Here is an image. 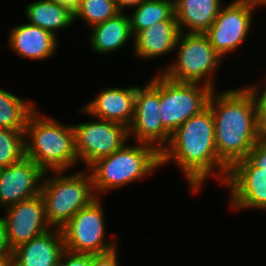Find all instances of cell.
<instances>
[{
  "mask_svg": "<svg viewBox=\"0 0 266 266\" xmlns=\"http://www.w3.org/2000/svg\"><path fill=\"white\" fill-rule=\"evenodd\" d=\"M247 158L266 173V137H262L254 145Z\"/></svg>",
  "mask_w": 266,
  "mask_h": 266,
  "instance_id": "83f0119b",
  "label": "cell"
},
{
  "mask_svg": "<svg viewBox=\"0 0 266 266\" xmlns=\"http://www.w3.org/2000/svg\"><path fill=\"white\" fill-rule=\"evenodd\" d=\"M120 12L115 0H80L73 10L74 21L81 18L90 28L115 17Z\"/></svg>",
  "mask_w": 266,
  "mask_h": 266,
  "instance_id": "cb8c5ba5",
  "label": "cell"
},
{
  "mask_svg": "<svg viewBox=\"0 0 266 266\" xmlns=\"http://www.w3.org/2000/svg\"><path fill=\"white\" fill-rule=\"evenodd\" d=\"M57 266H91V254L64 250Z\"/></svg>",
  "mask_w": 266,
  "mask_h": 266,
  "instance_id": "4316f807",
  "label": "cell"
},
{
  "mask_svg": "<svg viewBox=\"0 0 266 266\" xmlns=\"http://www.w3.org/2000/svg\"><path fill=\"white\" fill-rule=\"evenodd\" d=\"M89 43L95 53L109 54L133 40L130 20L127 14L120 12L115 17L91 27ZM132 38V39H131Z\"/></svg>",
  "mask_w": 266,
  "mask_h": 266,
  "instance_id": "ffe728a7",
  "label": "cell"
},
{
  "mask_svg": "<svg viewBox=\"0 0 266 266\" xmlns=\"http://www.w3.org/2000/svg\"><path fill=\"white\" fill-rule=\"evenodd\" d=\"M257 7L251 0H234L221 7L205 34L222 58L245 42L253 22L252 11Z\"/></svg>",
  "mask_w": 266,
  "mask_h": 266,
  "instance_id": "8fae6325",
  "label": "cell"
},
{
  "mask_svg": "<svg viewBox=\"0 0 266 266\" xmlns=\"http://www.w3.org/2000/svg\"><path fill=\"white\" fill-rule=\"evenodd\" d=\"M13 250L9 245L6 226L0 216V257H12Z\"/></svg>",
  "mask_w": 266,
  "mask_h": 266,
  "instance_id": "f546056e",
  "label": "cell"
},
{
  "mask_svg": "<svg viewBox=\"0 0 266 266\" xmlns=\"http://www.w3.org/2000/svg\"><path fill=\"white\" fill-rule=\"evenodd\" d=\"M255 5H257L258 7L259 6H262L266 0H251Z\"/></svg>",
  "mask_w": 266,
  "mask_h": 266,
  "instance_id": "836d02e7",
  "label": "cell"
},
{
  "mask_svg": "<svg viewBox=\"0 0 266 266\" xmlns=\"http://www.w3.org/2000/svg\"><path fill=\"white\" fill-rule=\"evenodd\" d=\"M101 198L80 209L62 228L65 250L82 254H101L116 248L119 238L106 240Z\"/></svg>",
  "mask_w": 266,
  "mask_h": 266,
  "instance_id": "ba28073f",
  "label": "cell"
},
{
  "mask_svg": "<svg viewBox=\"0 0 266 266\" xmlns=\"http://www.w3.org/2000/svg\"><path fill=\"white\" fill-rule=\"evenodd\" d=\"M181 34L177 20H164L140 31L132 44L134 55L141 59H152L175 51Z\"/></svg>",
  "mask_w": 266,
  "mask_h": 266,
  "instance_id": "ac0fdd59",
  "label": "cell"
},
{
  "mask_svg": "<svg viewBox=\"0 0 266 266\" xmlns=\"http://www.w3.org/2000/svg\"><path fill=\"white\" fill-rule=\"evenodd\" d=\"M222 0H174L175 17L183 33H205L216 19Z\"/></svg>",
  "mask_w": 266,
  "mask_h": 266,
  "instance_id": "d6986e66",
  "label": "cell"
},
{
  "mask_svg": "<svg viewBox=\"0 0 266 266\" xmlns=\"http://www.w3.org/2000/svg\"><path fill=\"white\" fill-rule=\"evenodd\" d=\"M64 250L61 229L51 228L14 248L12 266H57Z\"/></svg>",
  "mask_w": 266,
  "mask_h": 266,
  "instance_id": "2e32d148",
  "label": "cell"
},
{
  "mask_svg": "<svg viewBox=\"0 0 266 266\" xmlns=\"http://www.w3.org/2000/svg\"><path fill=\"white\" fill-rule=\"evenodd\" d=\"M127 143L111 155L97 159L87 169L98 198L103 192L123 188L154 173L161 167L160 153L151 145Z\"/></svg>",
  "mask_w": 266,
  "mask_h": 266,
  "instance_id": "277c9868",
  "label": "cell"
},
{
  "mask_svg": "<svg viewBox=\"0 0 266 266\" xmlns=\"http://www.w3.org/2000/svg\"><path fill=\"white\" fill-rule=\"evenodd\" d=\"M144 0H115L117 8L121 11L124 12L125 8H133L138 6L141 2Z\"/></svg>",
  "mask_w": 266,
  "mask_h": 266,
  "instance_id": "4dcf8cb0",
  "label": "cell"
},
{
  "mask_svg": "<svg viewBox=\"0 0 266 266\" xmlns=\"http://www.w3.org/2000/svg\"><path fill=\"white\" fill-rule=\"evenodd\" d=\"M35 109L34 103L0 88V128L25 132L28 117Z\"/></svg>",
  "mask_w": 266,
  "mask_h": 266,
  "instance_id": "603a6c76",
  "label": "cell"
},
{
  "mask_svg": "<svg viewBox=\"0 0 266 266\" xmlns=\"http://www.w3.org/2000/svg\"><path fill=\"white\" fill-rule=\"evenodd\" d=\"M6 216L1 218L12 250L51 229L45 216L42 196L36 195L6 207Z\"/></svg>",
  "mask_w": 266,
  "mask_h": 266,
  "instance_id": "4fadbf2b",
  "label": "cell"
},
{
  "mask_svg": "<svg viewBox=\"0 0 266 266\" xmlns=\"http://www.w3.org/2000/svg\"><path fill=\"white\" fill-rule=\"evenodd\" d=\"M78 163L88 168L97 159L111 155L129 141L126 126L96 118L95 121L73 124ZM80 160V161H79Z\"/></svg>",
  "mask_w": 266,
  "mask_h": 266,
  "instance_id": "30bf717a",
  "label": "cell"
},
{
  "mask_svg": "<svg viewBox=\"0 0 266 266\" xmlns=\"http://www.w3.org/2000/svg\"><path fill=\"white\" fill-rule=\"evenodd\" d=\"M213 89L201 83L175 82L160 73L159 113L163 128L171 135L208 105Z\"/></svg>",
  "mask_w": 266,
  "mask_h": 266,
  "instance_id": "52a82bcc",
  "label": "cell"
},
{
  "mask_svg": "<svg viewBox=\"0 0 266 266\" xmlns=\"http://www.w3.org/2000/svg\"><path fill=\"white\" fill-rule=\"evenodd\" d=\"M214 136L213 114L207 106L171 134L169 144L160 153L161 167L175 161L196 194L209 175L224 184L229 167L217 155Z\"/></svg>",
  "mask_w": 266,
  "mask_h": 266,
  "instance_id": "6da1fadb",
  "label": "cell"
},
{
  "mask_svg": "<svg viewBox=\"0 0 266 266\" xmlns=\"http://www.w3.org/2000/svg\"><path fill=\"white\" fill-rule=\"evenodd\" d=\"M36 108L25 128V157L33 160L44 172L67 171L77 165L73 125L41 116ZM70 168V169H69Z\"/></svg>",
  "mask_w": 266,
  "mask_h": 266,
  "instance_id": "3957f363",
  "label": "cell"
},
{
  "mask_svg": "<svg viewBox=\"0 0 266 266\" xmlns=\"http://www.w3.org/2000/svg\"><path fill=\"white\" fill-rule=\"evenodd\" d=\"M0 266H12V257H0Z\"/></svg>",
  "mask_w": 266,
  "mask_h": 266,
  "instance_id": "d6a6232c",
  "label": "cell"
},
{
  "mask_svg": "<svg viewBox=\"0 0 266 266\" xmlns=\"http://www.w3.org/2000/svg\"><path fill=\"white\" fill-rule=\"evenodd\" d=\"M136 96V86L127 88L108 87L100 91L93 99L79 110L84 114L123 124L129 128L133 116Z\"/></svg>",
  "mask_w": 266,
  "mask_h": 266,
  "instance_id": "9a60e30c",
  "label": "cell"
},
{
  "mask_svg": "<svg viewBox=\"0 0 266 266\" xmlns=\"http://www.w3.org/2000/svg\"><path fill=\"white\" fill-rule=\"evenodd\" d=\"M28 24L40 27L58 38L57 31L74 23L73 10L61 3L35 0L25 7Z\"/></svg>",
  "mask_w": 266,
  "mask_h": 266,
  "instance_id": "44dd1931",
  "label": "cell"
},
{
  "mask_svg": "<svg viewBox=\"0 0 266 266\" xmlns=\"http://www.w3.org/2000/svg\"><path fill=\"white\" fill-rule=\"evenodd\" d=\"M25 157V132L0 128V167L18 163Z\"/></svg>",
  "mask_w": 266,
  "mask_h": 266,
  "instance_id": "d4e9b609",
  "label": "cell"
},
{
  "mask_svg": "<svg viewBox=\"0 0 266 266\" xmlns=\"http://www.w3.org/2000/svg\"><path fill=\"white\" fill-rule=\"evenodd\" d=\"M11 28L8 45L20 57L45 60L57 52L59 41L52 33L28 23Z\"/></svg>",
  "mask_w": 266,
  "mask_h": 266,
  "instance_id": "e0dca14e",
  "label": "cell"
},
{
  "mask_svg": "<svg viewBox=\"0 0 266 266\" xmlns=\"http://www.w3.org/2000/svg\"><path fill=\"white\" fill-rule=\"evenodd\" d=\"M246 88L251 92L255 101L259 133L261 137H266V86L261 94L259 90L263 87H260L257 83L249 86L246 85Z\"/></svg>",
  "mask_w": 266,
  "mask_h": 266,
  "instance_id": "484cf974",
  "label": "cell"
},
{
  "mask_svg": "<svg viewBox=\"0 0 266 266\" xmlns=\"http://www.w3.org/2000/svg\"><path fill=\"white\" fill-rule=\"evenodd\" d=\"M45 172L31 159L1 168L0 208H6L41 192Z\"/></svg>",
  "mask_w": 266,
  "mask_h": 266,
  "instance_id": "5bb4252c",
  "label": "cell"
},
{
  "mask_svg": "<svg viewBox=\"0 0 266 266\" xmlns=\"http://www.w3.org/2000/svg\"><path fill=\"white\" fill-rule=\"evenodd\" d=\"M223 185L229 189L233 210H266V173L248 158L238 160L229 168Z\"/></svg>",
  "mask_w": 266,
  "mask_h": 266,
  "instance_id": "7c38bea8",
  "label": "cell"
},
{
  "mask_svg": "<svg viewBox=\"0 0 266 266\" xmlns=\"http://www.w3.org/2000/svg\"><path fill=\"white\" fill-rule=\"evenodd\" d=\"M48 1L64 4L68 7H70L72 10H74L76 8V6L78 5L80 0H48Z\"/></svg>",
  "mask_w": 266,
  "mask_h": 266,
  "instance_id": "1f68e13d",
  "label": "cell"
},
{
  "mask_svg": "<svg viewBox=\"0 0 266 266\" xmlns=\"http://www.w3.org/2000/svg\"><path fill=\"white\" fill-rule=\"evenodd\" d=\"M133 8V13L128 15L133 37L155 23L176 20L174 0H144Z\"/></svg>",
  "mask_w": 266,
  "mask_h": 266,
  "instance_id": "7402d4cb",
  "label": "cell"
},
{
  "mask_svg": "<svg viewBox=\"0 0 266 266\" xmlns=\"http://www.w3.org/2000/svg\"><path fill=\"white\" fill-rule=\"evenodd\" d=\"M216 91H212L207 106L213 114L217 155L230 168L247 158L262 137L251 92L245 86Z\"/></svg>",
  "mask_w": 266,
  "mask_h": 266,
  "instance_id": "7a4b0ae2",
  "label": "cell"
},
{
  "mask_svg": "<svg viewBox=\"0 0 266 266\" xmlns=\"http://www.w3.org/2000/svg\"><path fill=\"white\" fill-rule=\"evenodd\" d=\"M175 51L176 60L158 72L175 82L201 83L216 89L213 81L222 57L205 33L181 32Z\"/></svg>",
  "mask_w": 266,
  "mask_h": 266,
  "instance_id": "8992f818",
  "label": "cell"
},
{
  "mask_svg": "<svg viewBox=\"0 0 266 266\" xmlns=\"http://www.w3.org/2000/svg\"><path fill=\"white\" fill-rule=\"evenodd\" d=\"M64 173L66 172L53 171L50 175L51 172H45L43 177L40 195L45 204L46 220L51 228L61 229L80 209L98 198L88 169L62 175Z\"/></svg>",
  "mask_w": 266,
  "mask_h": 266,
  "instance_id": "5b68a950",
  "label": "cell"
},
{
  "mask_svg": "<svg viewBox=\"0 0 266 266\" xmlns=\"http://www.w3.org/2000/svg\"><path fill=\"white\" fill-rule=\"evenodd\" d=\"M117 247L111 251L92 254L91 255V266H119Z\"/></svg>",
  "mask_w": 266,
  "mask_h": 266,
  "instance_id": "f1b7e54d",
  "label": "cell"
},
{
  "mask_svg": "<svg viewBox=\"0 0 266 266\" xmlns=\"http://www.w3.org/2000/svg\"><path fill=\"white\" fill-rule=\"evenodd\" d=\"M159 104L160 72H157L144 87L136 85L134 116L128 131L129 139L149 144L161 153L169 144L171 135L162 126Z\"/></svg>",
  "mask_w": 266,
  "mask_h": 266,
  "instance_id": "9c48e42d",
  "label": "cell"
}]
</instances>
